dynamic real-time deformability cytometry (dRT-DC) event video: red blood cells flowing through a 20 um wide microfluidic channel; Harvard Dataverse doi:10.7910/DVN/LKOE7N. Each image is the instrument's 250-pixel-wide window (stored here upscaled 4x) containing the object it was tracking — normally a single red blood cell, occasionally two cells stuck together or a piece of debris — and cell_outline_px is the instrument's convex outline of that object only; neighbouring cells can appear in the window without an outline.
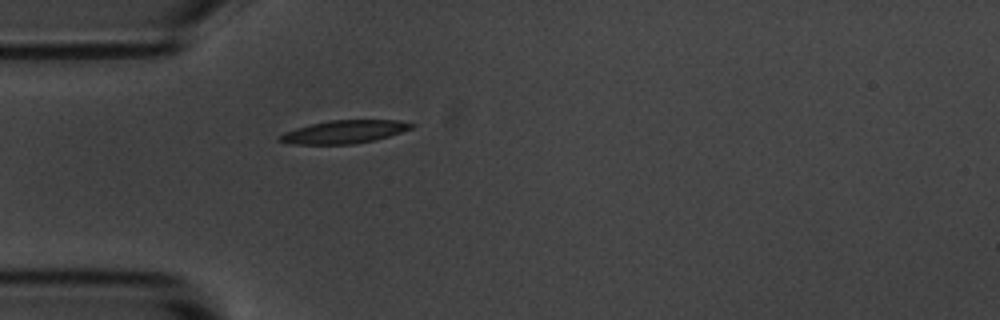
{"species": "common noctule bat (a hibernating species)", "species_latin": "Nyctalus noctula", "temperature_condition": "room temperature", "stored_images_in_passage": 1, "camera_frame_rate_fps": 3000, "um_per_image_px": 0.085, "animal": {"sex": "male", "body_mass_g": 20.1, "forearm_length_mm": 53.5}, "frame": {"image": 1, "passage_image": 1, "time_ms": 0.0, "image_size_px": [1000, 320], "cell_outline_px": [[416, 124], [412, 128], [376, 140], [352, 144], [292, 144], [276, 140], [284, 132], [296, 128], [328, 120], [400, 120]], "centroid_in_image_um": [29.26, 11.2], "position_along_channel_um": 55.7, "area_um2": 17.63}}